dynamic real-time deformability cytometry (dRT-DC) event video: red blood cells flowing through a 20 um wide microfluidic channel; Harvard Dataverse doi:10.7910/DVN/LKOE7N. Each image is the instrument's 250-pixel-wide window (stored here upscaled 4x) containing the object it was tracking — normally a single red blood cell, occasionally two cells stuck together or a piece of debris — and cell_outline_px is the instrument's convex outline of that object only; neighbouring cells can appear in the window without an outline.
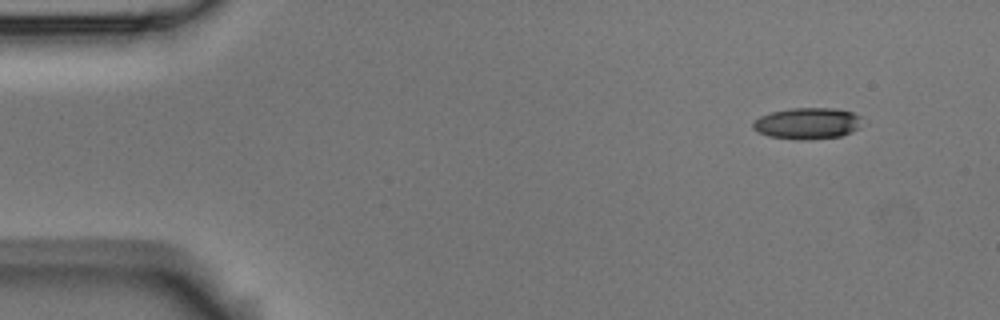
{"species": "Egyptian fruit bat (a non-hibernating species)", "species_latin": "Rousettus aegyptiacus", "temperature_condition": "room temperature", "stored_images_in_passage": 4, "camera_frame_rate_fps": 3000, "um_per_image_px": 0.085, "animal": {"sex": "male"}, "frame": {"image": 1, "passage_image": 1, "time_ms": 0.0, "image_size_px": [1000, 320], "cell_outline_px": [[860, 116], [856, 128], [840, 136], [808, 140], [800, 140], [768, 136], [752, 128], [752, 120], [760, 116], [772, 112], [792, 108], [836, 108], [852, 112]], "centroid_in_image_um": [68.55, 10.48], "position_along_channel_um": 16.4, "area_um2": 19.71}}
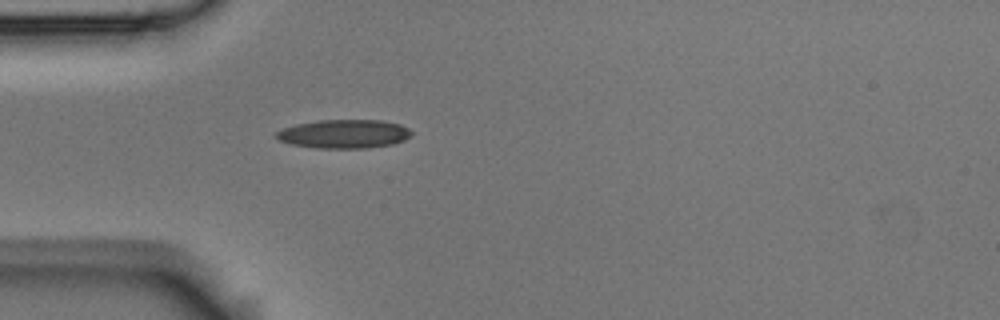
{"frame": {"image": 2, "passage_image": 4, "time_ms": 1.0, "image_size_px": [1000, 320], "cell_outline_px": [[412, 136], [404, 140], [392, 144], [368, 148], [316, 148], [292, 144], [280, 140], [276, 136], [276, 132], [284, 128], [296, 124], [316, 120], [380, 120], [400, 124], [408, 128], [412, 132]], "centroid_in_image_um": [29.27, 11.38], "position_along_channel_um": 55.7, "area_um2": 22.6}}